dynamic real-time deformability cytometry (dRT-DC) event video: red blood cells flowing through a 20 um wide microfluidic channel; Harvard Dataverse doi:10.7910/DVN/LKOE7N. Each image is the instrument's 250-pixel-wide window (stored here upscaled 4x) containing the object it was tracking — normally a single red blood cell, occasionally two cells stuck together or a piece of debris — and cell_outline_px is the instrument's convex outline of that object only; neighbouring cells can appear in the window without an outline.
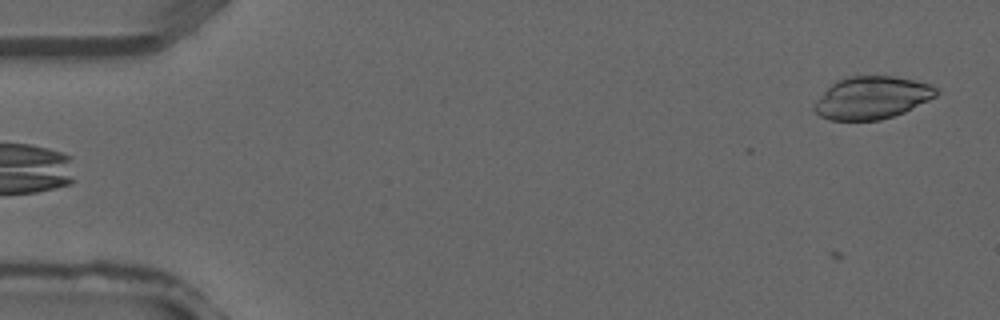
{"species": "common noctule bat (a hibernating species)", "species_latin": "Nyctalus noctula", "temperature_condition": "warm", "stored_images_in_passage": 4, "camera_frame_rate_fps": 3000, "um_per_image_px": 0.085, "animal": {"sex": "male", "forearm_length_mm": 52.5}, "frame": {"image": 1, "passage_image": 4, "time_ms": 1.0, "image_size_px": [1000, 320], "cell_outline_px": [[940, 92], [936, 96], [904, 112], [880, 120], [828, 120], [820, 116], [812, 108], [816, 100], [836, 80], [848, 76], [892, 76], [916, 80], [932, 84]], "centroid_in_image_um": [74.11, 8.3], "position_along_channel_um": 10.9, "area_um2": 30.23}}